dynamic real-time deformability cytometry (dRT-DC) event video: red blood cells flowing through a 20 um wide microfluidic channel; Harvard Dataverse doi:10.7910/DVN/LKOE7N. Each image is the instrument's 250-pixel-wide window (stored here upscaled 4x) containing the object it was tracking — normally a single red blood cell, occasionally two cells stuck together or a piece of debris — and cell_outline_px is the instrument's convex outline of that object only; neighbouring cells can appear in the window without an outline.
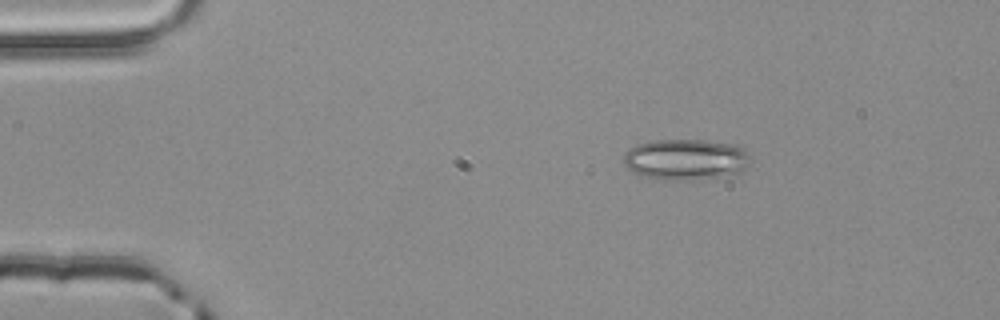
{"species": "common noctule bat (a hibernating species)", "species_latin": "Nyctalus noctula", "temperature_condition": "room temperature", "stored_images_in_passage": 45, "camera_frame_rate_fps": 3000, "um_per_image_px": 0.085, "animal": {"sex": "male", "body_mass_g": 20.4}, "frame": {"image": 1, "passage_image": 1, "time_ms": 0.0, "image_size_px": [1000, 320], "cell_outline_px": [[748, 168], [740, 176], [676, 180], [664, 180], [640, 176], [632, 172], [624, 164], [624, 152], [636, 144], [652, 140], [704, 140], [736, 144], [748, 156]], "centroid_in_image_um": [58.3, 13.57], "position_along_channel_um": 26.7, "area_um2": 30.81}}
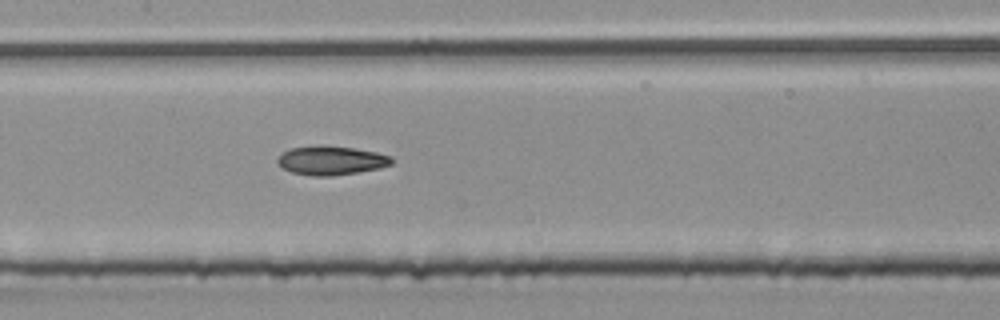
{"frame": {"image": 2, "passage_image": 18, "time_ms": 5.667, "image_size_px": [1000, 320], "cell_outline_px": [[392, 164], [380, 168], [332, 176], [312, 176], [292, 172], [284, 168], [276, 160], [284, 152], [292, 148], [320, 144], [324, 144], [352, 148], [376, 152], [392, 156]], "centroid_in_image_um": [28.17, 13.63], "position_along_channel_um": 179.2, "area_um2": 19.19}}
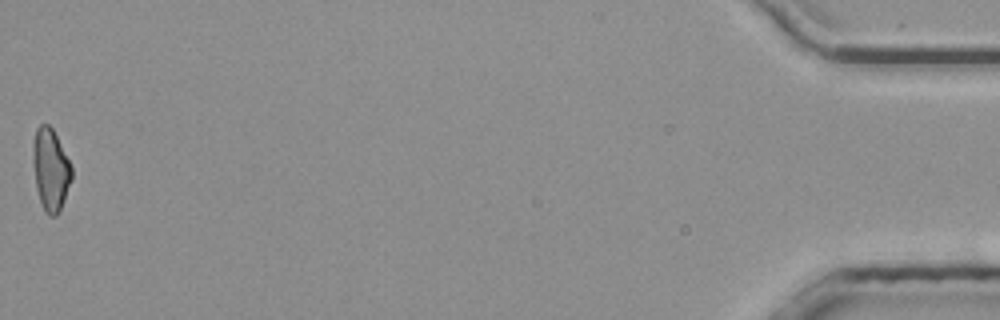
{"frame": {"image": 3, "passage_image": 45, "time_ms": 14.667, "image_size_px": [1000, 320], "cell_outline_px": [[72, 180], [64, 200], [56, 216], [48, 216], [44, 212], [36, 188], [32, 160], [32, 144], [36, 128], [40, 124], [48, 124], [52, 128], [72, 168]], "centroid_in_image_um": [4.27, 14.42], "position_along_channel_um": 430.9, "area_um2": 18.5}, "authors_computed_cell_mechanics": {"area_um2": 18.9584, "velocity_mm_per_s": 3.9544, "shape_relaxation_time_tau1_ms": null, "shape_relaxation_time_tau2_ms": 4.3706, "deformation_change_tau1": null, "deformation_change_tau2": 0.1187}}